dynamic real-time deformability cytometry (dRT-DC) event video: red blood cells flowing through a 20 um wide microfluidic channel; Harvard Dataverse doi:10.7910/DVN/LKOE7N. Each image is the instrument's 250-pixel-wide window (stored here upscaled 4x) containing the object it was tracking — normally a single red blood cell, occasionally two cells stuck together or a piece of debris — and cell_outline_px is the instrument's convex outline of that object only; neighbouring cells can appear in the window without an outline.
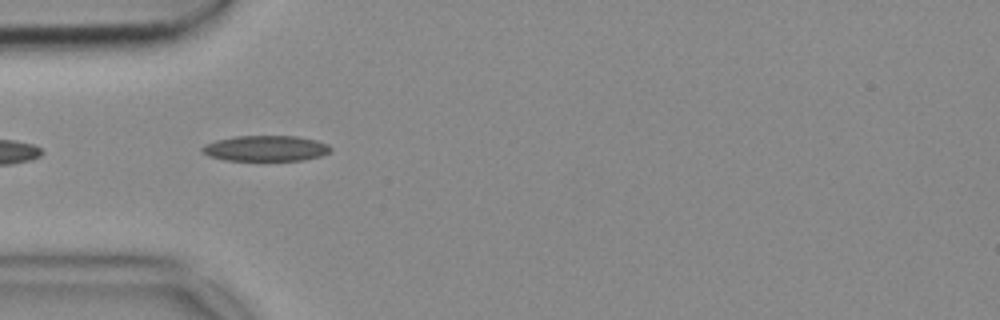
{"species": "common noctule bat (a hibernating species)", "species_latin": "Nyctalus noctula", "temperature_condition": "cold", "stored_images_in_passage": 5, "camera_frame_rate_fps": 3000, "um_per_image_px": 0.085, "animal": {"sex": "female", "body_mass_g": 18.4}, "frame": {"image": 1, "passage_image": 2, "time_ms": 0.333, "image_size_px": [1000, 320], "cell_outline_px": [[332, 148], [328, 152], [320, 156], [304, 160], [224, 160], [208, 156], [200, 152], [200, 148], [204, 144], [216, 140], [236, 136], [296, 136], [316, 140], [328, 144]], "centroid_in_image_um": [22.54, 12.61], "position_along_channel_um": 62.5, "area_um2": 19.25}}